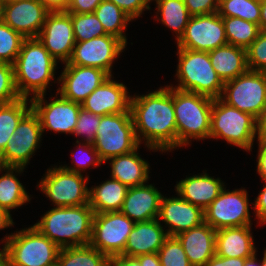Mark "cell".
Instances as JSON below:
<instances>
[{
	"instance_id": "6da1fadb",
	"label": "cell",
	"mask_w": 266,
	"mask_h": 266,
	"mask_svg": "<svg viewBox=\"0 0 266 266\" xmlns=\"http://www.w3.org/2000/svg\"><path fill=\"white\" fill-rule=\"evenodd\" d=\"M130 111L137 140L162 153L177 149L172 84L145 95H131Z\"/></svg>"
},
{
	"instance_id": "7a4b0ae2",
	"label": "cell",
	"mask_w": 266,
	"mask_h": 266,
	"mask_svg": "<svg viewBox=\"0 0 266 266\" xmlns=\"http://www.w3.org/2000/svg\"><path fill=\"white\" fill-rule=\"evenodd\" d=\"M58 63L38 38H26L13 64L20 98L31 99L46 94L50 82L55 79Z\"/></svg>"
},
{
	"instance_id": "3957f363",
	"label": "cell",
	"mask_w": 266,
	"mask_h": 266,
	"mask_svg": "<svg viewBox=\"0 0 266 266\" xmlns=\"http://www.w3.org/2000/svg\"><path fill=\"white\" fill-rule=\"evenodd\" d=\"M94 211L89 206L53 207L35 226L60 249L89 245L92 238Z\"/></svg>"
},
{
	"instance_id": "277c9868",
	"label": "cell",
	"mask_w": 266,
	"mask_h": 266,
	"mask_svg": "<svg viewBox=\"0 0 266 266\" xmlns=\"http://www.w3.org/2000/svg\"><path fill=\"white\" fill-rule=\"evenodd\" d=\"M172 87L177 147L187 146L192 140L209 139L214 99L206 95Z\"/></svg>"
},
{
	"instance_id": "5b68a950",
	"label": "cell",
	"mask_w": 266,
	"mask_h": 266,
	"mask_svg": "<svg viewBox=\"0 0 266 266\" xmlns=\"http://www.w3.org/2000/svg\"><path fill=\"white\" fill-rule=\"evenodd\" d=\"M176 54L178 86L174 88L213 99L221 97L224 83L214 70L208 52L178 48Z\"/></svg>"
},
{
	"instance_id": "8992f818",
	"label": "cell",
	"mask_w": 266,
	"mask_h": 266,
	"mask_svg": "<svg viewBox=\"0 0 266 266\" xmlns=\"http://www.w3.org/2000/svg\"><path fill=\"white\" fill-rule=\"evenodd\" d=\"M10 266H55L60 248L35 226L6 234L1 241Z\"/></svg>"
},
{
	"instance_id": "52a82bcc",
	"label": "cell",
	"mask_w": 266,
	"mask_h": 266,
	"mask_svg": "<svg viewBox=\"0 0 266 266\" xmlns=\"http://www.w3.org/2000/svg\"><path fill=\"white\" fill-rule=\"evenodd\" d=\"M210 138L223 139L230 146L232 144L250 152L256 138V118L215 98L211 112Z\"/></svg>"
},
{
	"instance_id": "ba28073f",
	"label": "cell",
	"mask_w": 266,
	"mask_h": 266,
	"mask_svg": "<svg viewBox=\"0 0 266 266\" xmlns=\"http://www.w3.org/2000/svg\"><path fill=\"white\" fill-rule=\"evenodd\" d=\"M105 163L108 159L136 150L137 140L131 112L100 116L96 138L92 143Z\"/></svg>"
},
{
	"instance_id": "9c48e42d",
	"label": "cell",
	"mask_w": 266,
	"mask_h": 266,
	"mask_svg": "<svg viewBox=\"0 0 266 266\" xmlns=\"http://www.w3.org/2000/svg\"><path fill=\"white\" fill-rule=\"evenodd\" d=\"M37 187L40 188L55 207H69L89 204L88 174L70 172L60 165L45 172Z\"/></svg>"
},
{
	"instance_id": "30bf717a",
	"label": "cell",
	"mask_w": 266,
	"mask_h": 266,
	"mask_svg": "<svg viewBox=\"0 0 266 266\" xmlns=\"http://www.w3.org/2000/svg\"><path fill=\"white\" fill-rule=\"evenodd\" d=\"M220 99L257 118L266 107V72L248 69L225 82Z\"/></svg>"
},
{
	"instance_id": "8fae6325",
	"label": "cell",
	"mask_w": 266,
	"mask_h": 266,
	"mask_svg": "<svg viewBox=\"0 0 266 266\" xmlns=\"http://www.w3.org/2000/svg\"><path fill=\"white\" fill-rule=\"evenodd\" d=\"M246 189L229 191L224 187L204 210V222L216 231L223 228L252 225Z\"/></svg>"
},
{
	"instance_id": "7c38bea8",
	"label": "cell",
	"mask_w": 266,
	"mask_h": 266,
	"mask_svg": "<svg viewBox=\"0 0 266 266\" xmlns=\"http://www.w3.org/2000/svg\"><path fill=\"white\" fill-rule=\"evenodd\" d=\"M42 128L38 115L31 109L19 122L14 134L0 154V166L24 167L40 148Z\"/></svg>"
},
{
	"instance_id": "4fadbf2b",
	"label": "cell",
	"mask_w": 266,
	"mask_h": 266,
	"mask_svg": "<svg viewBox=\"0 0 266 266\" xmlns=\"http://www.w3.org/2000/svg\"><path fill=\"white\" fill-rule=\"evenodd\" d=\"M134 224L120 211L94 214L90 245L107 257L121 255Z\"/></svg>"
},
{
	"instance_id": "5bb4252c",
	"label": "cell",
	"mask_w": 266,
	"mask_h": 266,
	"mask_svg": "<svg viewBox=\"0 0 266 266\" xmlns=\"http://www.w3.org/2000/svg\"><path fill=\"white\" fill-rule=\"evenodd\" d=\"M126 46L121 39L110 34L76 42L70 60L64 64L96 67L113 76V63Z\"/></svg>"
},
{
	"instance_id": "9a60e30c",
	"label": "cell",
	"mask_w": 266,
	"mask_h": 266,
	"mask_svg": "<svg viewBox=\"0 0 266 266\" xmlns=\"http://www.w3.org/2000/svg\"><path fill=\"white\" fill-rule=\"evenodd\" d=\"M228 44L222 16L218 12L191 16L177 48L210 52Z\"/></svg>"
},
{
	"instance_id": "2e32d148",
	"label": "cell",
	"mask_w": 266,
	"mask_h": 266,
	"mask_svg": "<svg viewBox=\"0 0 266 266\" xmlns=\"http://www.w3.org/2000/svg\"><path fill=\"white\" fill-rule=\"evenodd\" d=\"M46 95L30 99L32 110L39 117L42 133L50 130L55 133L73 134L81 104L64 99L58 92L54 97L51 96L48 102Z\"/></svg>"
},
{
	"instance_id": "e0dca14e",
	"label": "cell",
	"mask_w": 266,
	"mask_h": 266,
	"mask_svg": "<svg viewBox=\"0 0 266 266\" xmlns=\"http://www.w3.org/2000/svg\"><path fill=\"white\" fill-rule=\"evenodd\" d=\"M37 38L55 60L67 63L76 43L70 14L50 11Z\"/></svg>"
},
{
	"instance_id": "ac0fdd59",
	"label": "cell",
	"mask_w": 266,
	"mask_h": 266,
	"mask_svg": "<svg viewBox=\"0 0 266 266\" xmlns=\"http://www.w3.org/2000/svg\"><path fill=\"white\" fill-rule=\"evenodd\" d=\"M49 12L41 0H19L0 6V19L25 38H37Z\"/></svg>"
},
{
	"instance_id": "d6986e66",
	"label": "cell",
	"mask_w": 266,
	"mask_h": 266,
	"mask_svg": "<svg viewBox=\"0 0 266 266\" xmlns=\"http://www.w3.org/2000/svg\"><path fill=\"white\" fill-rule=\"evenodd\" d=\"M63 69L56 80L60 85L56 90L64 99L79 104L110 76L96 67L65 65Z\"/></svg>"
},
{
	"instance_id": "ffe728a7",
	"label": "cell",
	"mask_w": 266,
	"mask_h": 266,
	"mask_svg": "<svg viewBox=\"0 0 266 266\" xmlns=\"http://www.w3.org/2000/svg\"><path fill=\"white\" fill-rule=\"evenodd\" d=\"M178 197H162L158 221L164 222L168 229V236H177L179 233L197 227L204 222V211L188 201Z\"/></svg>"
},
{
	"instance_id": "44dd1931",
	"label": "cell",
	"mask_w": 266,
	"mask_h": 266,
	"mask_svg": "<svg viewBox=\"0 0 266 266\" xmlns=\"http://www.w3.org/2000/svg\"><path fill=\"white\" fill-rule=\"evenodd\" d=\"M109 76L82 103L81 107L92 113L103 116L130 111L131 96L127 87Z\"/></svg>"
},
{
	"instance_id": "7402d4cb",
	"label": "cell",
	"mask_w": 266,
	"mask_h": 266,
	"mask_svg": "<svg viewBox=\"0 0 266 266\" xmlns=\"http://www.w3.org/2000/svg\"><path fill=\"white\" fill-rule=\"evenodd\" d=\"M162 193L152 184L128 189L120 210L134 222H147L158 218Z\"/></svg>"
},
{
	"instance_id": "603a6c76",
	"label": "cell",
	"mask_w": 266,
	"mask_h": 266,
	"mask_svg": "<svg viewBox=\"0 0 266 266\" xmlns=\"http://www.w3.org/2000/svg\"><path fill=\"white\" fill-rule=\"evenodd\" d=\"M220 179L211 177L203 171L200 175L186 176L185 179L176 183L175 192L184 200L204 211L226 186Z\"/></svg>"
},
{
	"instance_id": "cb8c5ba5",
	"label": "cell",
	"mask_w": 266,
	"mask_h": 266,
	"mask_svg": "<svg viewBox=\"0 0 266 266\" xmlns=\"http://www.w3.org/2000/svg\"><path fill=\"white\" fill-rule=\"evenodd\" d=\"M164 229L158 219L135 222L122 255L137 257L144 254L158 253L168 237Z\"/></svg>"
},
{
	"instance_id": "d4e9b609",
	"label": "cell",
	"mask_w": 266,
	"mask_h": 266,
	"mask_svg": "<svg viewBox=\"0 0 266 266\" xmlns=\"http://www.w3.org/2000/svg\"><path fill=\"white\" fill-rule=\"evenodd\" d=\"M216 230L203 222L201 225L179 233L185 254L193 266H205L215 255Z\"/></svg>"
},
{
	"instance_id": "484cf974",
	"label": "cell",
	"mask_w": 266,
	"mask_h": 266,
	"mask_svg": "<svg viewBox=\"0 0 266 266\" xmlns=\"http://www.w3.org/2000/svg\"><path fill=\"white\" fill-rule=\"evenodd\" d=\"M251 225L216 231L215 254L222 257L250 258L256 252Z\"/></svg>"
},
{
	"instance_id": "4316f807",
	"label": "cell",
	"mask_w": 266,
	"mask_h": 266,
	"mask_svg": "<svg viewBox=\"0 0 266 266\" xmlns=\"http://www.w3.org/2000/svg\"><path fill=\"white\" fill-rule=\"evenodd\" d=\"M139 148L140 146L128 154L108 159L111 166L110 177L128 188L145 184L150 178V164L139 155Z\"/></svg>"
},
{
	"instance_id": "83f0119b",
	"label": "cell",
	"mask_w": 266,
	"mask_h": 266,
	"mask_svg": "<svg viewBox=\"0 0 266 266\" xmlns=\"http://www.w3.org/2000/svg\"><path fill=\"white\" fill-rule=\"evenodd\" d=\"M211 64L223 83L248 70L246 50L226 44L208 52Z\"/></svg>"
},
{
	"instance_id": "f1b7e54d",
	"label": "cell",
	"mask_w": 266,
	"mask_h": 266,
	"mask_svg": "<svg viewBox=\"0 0 266 266\" xmlns=\"http://www.w3.org/2000/svg\"><path fill=\"white\" fill-rule=\"evenodd\" d=\"M128 187L115 179H109L89 188V206L95 214L120 211Z\"/></svg>"
},
{
	"instance_id": "f546056e",
	"label": "cell",
	"mask_w": 266,
	"mask_h": 266,
	"mask_svg": "<svg viewBox=\"0 0 266 266\" xmlns=\"http://www.w3.org/2000/svg\"><path fill=\"white\" fill-rule=\"evenodd\" d=\"M24 169V167L0 166V174L5 172L0 176V207L9 213L31 200V196L16 177L17 174L23 173Z\"/></svg>"
},
{
	"instance_id": "4dcf8cb0",
	"label": "cell",
	"mask_w": 266,
	"mask_h": 266,
	"mask_svg": "<svg viewBox=\"0 0 266 266\" xmlns=\"http://www.w3.org/2000/svg\"><path fill=\"white\" fill-rule=\"evenodd\" d=\"M156 19L176 34V42L184 34L191 18L184 0H158L156 2ZM160 16V17H159ZM159 17V18H158Z\"/></svg>"
},
{
	"instance_id": "1f68e13d",
	"label": "cell",
	"mask_w": 266,
	"mask_h": 266,
	"mask_svg": "<svg viewBox=\"0 0 266 266\" xmlns=\"http://www.w3.org/2000/svg\"><path fill=\"white\" fill-rule=\"evenodd\" d=\"M31 109V100L27 98H19L13 102L0 105V154L14 134L21 119Z\"/></svg>"
},
{
	"instance_id": "d6a6232c",
	"label": "cell",
	"mask_w": 266,
	"mask_h": 266,
	"mask_svg": "<svg viewBox=\"0 0 266 266\" xmlns=\"http://www.w3.org/2000/svg\"><path fill=\"white\" fill-rule=\"evenodd\" d=\"M94 13L107 34L118 37L127 45L128 39L124 32L133 20L122 9L111 1L103 0Z\"/></svg>"
},
{
	"instance_id": "836d02e7",
	"label": "cell",
	"mask_w": 266,
	"mask_h": 266,
	"mask_svg": "<svg viewBox=\"0 0 266 266\" xmlns=\"http://www.w3.org/2000/svg\"><path fill=\"white\" fill-rule=\"evenodd\" d=\"M108 257L89 245L61 248L58 266H107Z\"/></svg>"
},
{
	"instance_id": "e575fe53",
	"label": "cell",
	"mask_w": 266,
	"mask_h": 266,
	"mask_svg": "<svg viewBox=\"0 0 266 266\" xmlns=\"http://www.w3.org/2000/svg\"><path fill=\"white\" fill-rule=\"evenodd\" d=\"M228 44L247 49L261 32L258 24L238 17H222Z\"/></svg>"
},
{
	"instance_id": "d590c367",
	"label": "cell",
	"mask_w": 266,
	"mask_h": 266,
	"mask_svg": "<svg viewBox=\"0 0 266 266\" xmlns=\"http://www.w3.org/2000/svg\"><path fill=\"white\" fill-rule=\"evenodd\" d=\"M260 0H220L218 13L222 17H238L259 25Z\"/></svg>"
},
{
	"instance_id": "8d00e7d4",
	"label": "cell",
	"mask_w": 266,
	"mask_h": 266,
	"mask_svg": "<svg viewBox=\"0 0 266 266\" xmlns=\"http://www.w3.org/2000/svg\"><path fill=\"white\" fill-rule=\"evenodd\" d=\"M76 42L107 35L95 13H69Z\"/></svg>"
},
{
	"instance_id": "74e56055",
	"label": "cell",
	"mask_w": 266,
	"mask_h": 266,
	"mask_svg": "<svg viewBox=\"0 0 266 266\" xmlns=\"http://www.w3.org/2000/svg\"><path fill=\"white\" fill-rule=\"evenodd\" d=\"M25 39L0 19V62L13 65Z\"/></svg>"
},
{
	"instance_id": "f35d334b",
	"label": "cell",
	"mask_w": 266,
	"mask_h": 266,
	"mask_svg": "<svg viewBox=\"0 0 266 266\" xmlns=\"http://www.w3.org/2000/svg\"><path fill=\"white\" fill-rule=\"evenodd\" d=\"M76 143L78 144L76 147L77 148V151L76 153H78V156L77 154L73 153L71 154V157H72V167L71 166H67V165H64L61 167L67 171H70V172H75V173H80L82 174L81 172L85 171L86 168H89L90 166L92 167H98V166H101L102 163H104L101 158L99 157L98 155V152L96 151L95 147L93 146V144L91 143H88V142H82L81 143V140L77 139L76 140ZM80 152V154H79ZM76 155V157H74ZM82 156V157H81ZM80 158V159H79Z\"/></svg>"
},
{
	"instance_id": "ab89813d",
	"label": "cell",
	"mask_w": 266,
	"mask_h": 266,
	"mask_svg": "<svg viewBox=\"0 0 266 266\" xmlns=\"http://www.w3.org/2000/svg\"><path fill=\"white\" fill-rule=\"evenodd\" d=\"M162 266H193L176 236H168L158 251Z\"/></svg>"
},
{
	"instance_id": "60d3db41",
	"label": "cell",
	"mask_w": 266,
	"mask_h": 266,
	"mask_svg": "<svg viewBox=\"0 0 266 266\" xmlns=\"http://www.w3.org/2000/svg\"><path fill=\"white\" fill-rule=\"evenodd\" d=\"M99 123L100 116L81 107L73 134L77 137L83 136L81 139L83 142L92 144L96 138Z\"/></svg>"
},
{
	"instance_id": "b9f144b4",
	"label": "cell",
	"mask_w": 266,
	"mask_h": 266,
	"mask_svg": "<svg viewBox=\"0 0 266 266\" xmlns=\"http://www.w3.org/2000/svg\"><path fill=\"white\" fill-rule=\"evenodd\" d=\"M249 70L266 72V32L261 31L258 37L246 49Z\"/></svg>"
},
{
	"instance_id": "7bdbcfd3",
	"label": "cell",
	"mask_w": 266,
	"mask_h": 266,
	"mask_svg": "<svg viewBox=\"0 0 266 266\" xmlns=\"http://www.w3.org/2000/svg\"><path fill=\"white\" fill-rule=\"evenodd\" d=\"M12 64L0 62V105L19 99Z\"/></svg>"
},
{
	"instance_id": "ee69618b",
	"label": "cell",
	"mask_w": 266,
	"mask_h": 266,
	"mask_svg": "<svg viewBox=\"0 0 266 266\" xmlns=\"http://www.w3.org/2000/svg\"><path fill=\"white\" fill-rule=\"evenodd\" d=\"M191 16L218 12L220 0H184Z\"/></svg>"
},
{
	"instance_id": "f6af8a7d",
	"label": "cell",
	"mask_w": 266,
	"mask_h": 266,
	"mask_svg": "<svg viewBox=\"0 0 266 266\" xmlns=\"http://www.w3.org/2000/svg\"><path fill=\"white\" fill-rule=\"evenodd\" d=\"M122 9L132 20L139 18L151 6L145 0H108Z\"/></svg>"
},
{
	"instance_id": "bcb514c9",
	"label": "cell",
	"mask_w": 266,
	"mask_h": 266,
	"mask_svg": "<svg viewBox=\"0 0 266 266\" xmlns=\"http://www.w3.org/2000/svg\"><path fill=\"white\" fill-rule=\"evenodd\" d=\"M103 0H69L66 12L68 13H94L96 7Z\"/></svg>"
},
{
	"instance_id": "7dc6e473",
	"label": "cell",
	"mask_w": 266,
	"mask_h": 266,
	"mask_svg": "<svg viewBox=\"0 0 266 266\" xmlns=\"http://www.w3.org/2000/svg\"><path fill=\"white\" fill-rule=\"evenodd\" d=\"M265 185L262 188V191L258 193V196L254 200L253 204V211L255 213L256 219L259 220L258 223H261V225L266 224V180H264Z\"/></svg>"
},
{
	"instance_id": "c3c4849f",
	"label": "cell",
	"mask_w": 266,
	"mask_h": 266,
	"mask_svg": "<svg viewBox=\"0 0 266 266\" xmlns=\"http://www.w3.org/2000/svg\"><path fill=\"white\" fill-rule=\"evenodd\" d=\"M244 264L245 258H227L215 254L210 260L207 261L205 266H244Z\"/></svg>"
},
{
	"instance_id": "681fc988",
	"label": "cell",
	"mask_w": 266,
	"mask_h": 266,
	"mask_svg": "<svg viewBox=\"0 0 266 266\" xmlns=\"http://www.w3.org/2000/svg\"><path fill=\"white\" fill-rule=\"evenodd\" d=\"M257 173L261 180H266V141H258Z\"/></svg>"
},
{
	"instance_id": "f907efd6",
	"label": "cell",
	"mask_w": 266,
	"mask_h": 266,
	"mask_svg": "<svg viewBox=\"0 0 266 266\" xmlns=\"http://www.w3.org/2000/svg\"><path fill=\"white\" fill-rule=\"evenodd\" d=\"M107 266H141L137 257L115 255L108 257Z\"/></svg>"
},
{
	"instance_id": "816d5d0a",
	"label": "cell",
	"mask_w": 266,
	"mask_h": 266,
	"mask_svg": "<svg viewBox=\"0 0 266 266\" xmlns=\"http://www.w3.org/2000/svg\"><path fill=\"white\" fill-rule=\"evenodd\" d=\"M256 136L258 141H266V107L256 118Z\"/></svg>"
},
{
	"instance_id": "f5cc1de1",
	"label": "cell",
	"mask_w": 266,
	"mask_h": 266,
	"mask_svg": "<svg viewBox=\"0 0 266 266\" xmlns=\"http://www.w3.org/2000/svg\"><path fill=\"white\" fill-rule=\"evenodd\" d=\"M141 266H162L158 253H150L137 256Z\"/></svg>"
},
{
	"instance_id": "db71d44e",
	"label": "cell",
	"mask_w": 266,
	"mask_h": 266,
	"mask_svg": "<svg viewBox=\"0 0 266 266\" xmlns=\"http://www.w3.org/2000/svg\"><path fill=\"white\" fill-rule=\"evenodd\" d=\"M50 11H66L69 0H41Z\"/></svg>"
},
{
	"instance_id": "11a10c76",
	"label": "cell",
	"mask_w": 266,
	"mask_h": 266,
	"mask_svg": "<svg viewBox=\"0 0 266 266\" xmlns=\"http://www.w3.org/2000/svg\"><path fill=\"white\" fill-rule=\"evenodd\" d=\"M14 224L11 214L0 207V230H5L6 228L12 227Z\"/></svg>"
},
{
	"instance_id": "9f6ffc18",
	"label": "cell",
	"mask_w": 266,
	"mask_h": 266,
	"mask_svg": "<svg viewBox=\"0 0 266 266\" xmlns=\"http://www.w3.org/2000/svg\"><path fill=\"white\" fill-rule=\"evenodd\" d=\"M260 22L259 27L261 31L266 32V0H260Z\"/></svg>"
},
{
	"instance_id": "6f0895ef",
	"label": "cell",
	"mask_w": 266,
	"mask_h": 266,
	"mask_svg": "<svg viewBox=\"0 0 266 266\" xmlns=\"http://www.w3.org/2000/svg\"><path fill=\"white\" fill-rule=\"evenodd\" d=\"M3 248L0 250V266H10L8 254L4 245Z\"/></svg>"
},
{
	"instance_id": "680465c9",
	"label": "cell",
	"mask_w": 266,
	"mask_h": 266,
	"mask_svg": "<svg viewBox=\"0 0 266 266\" xmlns=\"http://www.w3.org/2000/svg\"><path fill=\"white\" fill-rule=\"evenodd\" d=\"M256 257H257V253H255L252 257L245 259L244 266H262L261 261L259 260L260 263H258V260Z\"/></svg>"
},
{
	"instance_id": "91938a15",
	"label": "cell",
	"mask_w": 266,
	"mask_h": 266,
	"mask_svg": "<svg viewBox=\"0 0 266 266\" xmlns=\"http://www.w3.org/2000/svg\"><path fill=\"white\" fill-rule=\"evenodd\" d=\"M263 258H262V266H266V248H264V252H263Z\"/></svg>"
},
{
	"instance_id": "94428289",
	"label": "cell",
	"mask_w": 266,
	"mask_h": 266,
	"mask_svg": "<svg viewBox=\"0 0 266 266\" xmlns=\"http://www.w3.org/2000/svg\"><path fill=\"white\" fill-rule=\"evenodd\" d=\"M14 1H19V0H0V6Z\"/></svg>"
},
{
	"instance_id": "6125c7cd",
	"label": "cell",
	"mask_w": 266,
	"mask_h": 266,
	"mask_svg": "<svg viewBox=\"0 0 266 266\" xmlns=\"http://www.w3.org/2000/svg\"><path fill=\"white\" fill-rule=\"evenodd\" d=\"M152 1L157 2L158 0H145V2L149 5Z\"/></svg>"
}]
</instances>
